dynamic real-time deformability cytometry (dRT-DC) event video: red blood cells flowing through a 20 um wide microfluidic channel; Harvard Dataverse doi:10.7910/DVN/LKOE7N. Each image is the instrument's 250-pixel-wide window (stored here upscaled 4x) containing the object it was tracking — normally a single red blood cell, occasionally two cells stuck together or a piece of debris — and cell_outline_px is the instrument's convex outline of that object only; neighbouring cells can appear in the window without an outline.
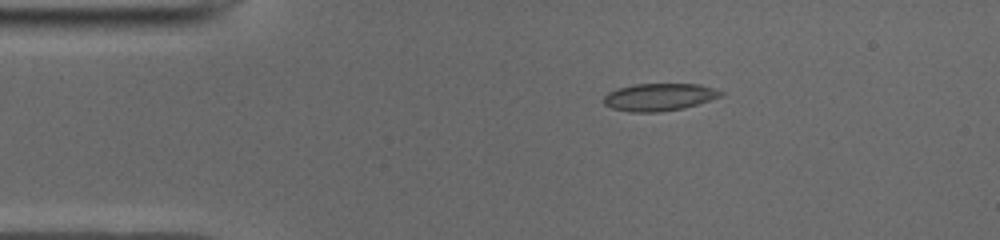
{"species": "common noctule bat (a hibernating species)", "species_latin": "Nyctalus noctula", "temperature_condition": "cold", "stored_images_in_passage": 42, "camera_frame_rate_fps": 3000, "um_per_image_px": 0.085, "animal": {"sex": "male", "body_mass_g": 19.0, "forearm_length_mm": 50.8}, "frame": {"image": 1, "passage_image": 1, "time_ms": 0.0, "image_size_px": [1000, 240], "cell_outline_px": [[724, 92], [720, 96], [684, 108], [656, 112], [632, 112], [612, 108], [604, 104], [604, 96], [608, 92], [616, 88], [632, 84], [700, 84], [716, 88]], "centroid_in_image_um": [56.0, 8.23], "position_along_channel_um": 29.0, "area_um2": 18.67}}
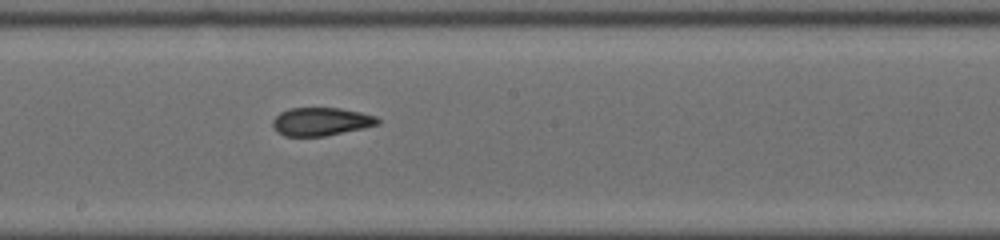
{"frame": {"image": 2, "passage_image": 19, "time_ms": 6.0, "image_size_px": [1000, 240], "cell_outline_px": [[380, 124], [324, 136], [284, 136], [276, 132], [272, 128], [272, 120], [280, 112], [288, 108], [340, 108], [360, 112], [376, 116], [380, 120]], "centroid_in_image_um": [27.24, 10.33], "position_along_channel_um": 221.0, "area_um2": 17.28}}
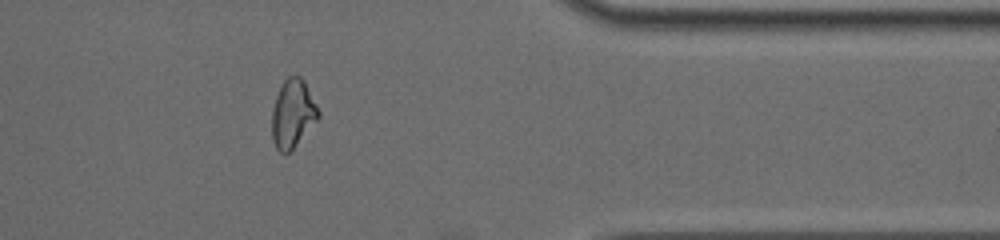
{"frame": {"image": 3, "passage_image": 33, "time_ms": 10.667, "image_size_px": [1000, 240], "cell_outline_px": [[320, 116], [292, 148], [288, 152], [280, 152], [276, 148], [272, 140], [272, 112], [276, 96], [284, 80], [288, 76], [300, 76], [304, 80], [320, 112]], "centroid_in_image_um": [24.87, 9.63], "position_along_channel_um": 386.5, "area_um2": 18.03}, "authors_computed_cell_mechanics": {"area_um2": 18.0336, "velocity_mm_per_s": 3.9706, "shape_relaxation_time_tau1_ms": 6.7778, "shape_relaxation_time_tau2_ms": 1.6151, "deformation_change_tau1": 0.1851, "deformation_change_tau2": 0.0843}}